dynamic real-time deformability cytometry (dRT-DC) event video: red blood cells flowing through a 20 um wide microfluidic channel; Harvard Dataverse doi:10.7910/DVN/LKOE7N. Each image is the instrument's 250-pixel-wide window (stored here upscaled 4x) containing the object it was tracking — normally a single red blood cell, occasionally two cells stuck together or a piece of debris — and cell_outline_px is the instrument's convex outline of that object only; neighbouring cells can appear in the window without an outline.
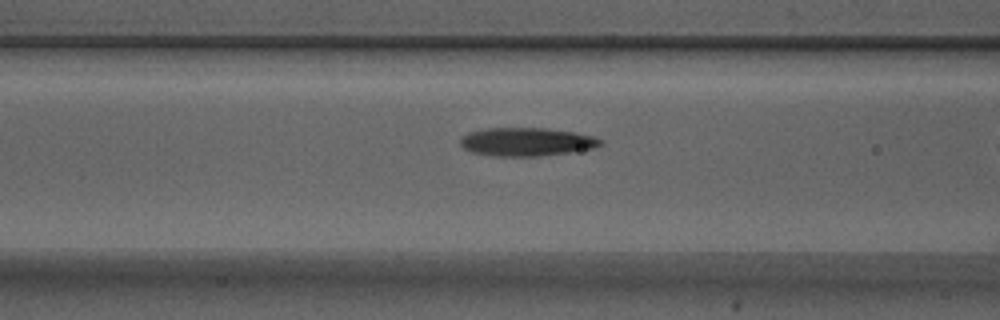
{"species": "Egyptian fruit bat (a non-hibernating species)", "species_latin": "Rousettus aegyptiacus", "temperature_condition": "warm", "stored_images_in_passage": 9, "camera_frame_rate_fps": 3000, "um_per_image_px": 0.085, "animal": {"sex": "male"}, "frame": {"image": 1, "passage_image": 8, "time_ms": 2.333, "image_size_px": [1000, 320], "cell_outline_px": [[604, 144], [592, 148], [568, 152], [536, 156], [496, 156], [472, 152], [464, 148], [460, 144], [460, 136], [468, 132], [488, 128], [544, 128], [572, 132], [592, 136], [604, 140]], "centroid_in_image_um": [44.73, 12.05], "position_along_channel_um": 121.9, "area_um2": 23.0}}